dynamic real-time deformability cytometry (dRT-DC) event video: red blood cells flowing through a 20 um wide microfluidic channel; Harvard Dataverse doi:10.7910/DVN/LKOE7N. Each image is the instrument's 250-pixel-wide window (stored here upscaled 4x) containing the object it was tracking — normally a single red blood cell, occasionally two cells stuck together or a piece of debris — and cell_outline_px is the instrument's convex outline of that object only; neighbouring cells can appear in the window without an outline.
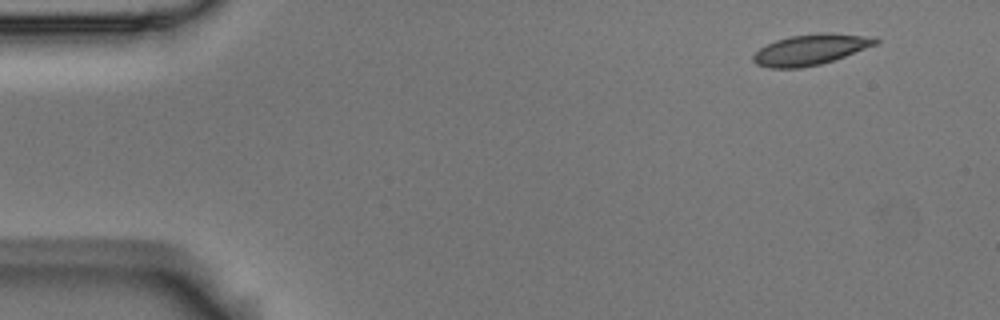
{"species": "Egyptian fruit bat (a non-hibernating species)", "species_latin": "Rousettus aegyptiacus", "temperature_condition": "room temperature", "stored_images_in_passage": 4, "camera_frame_rate_fps": 3000, "um_per_image_px": 0.085, "animal": {"sex": "male"}, "frame": {"image": 1, "passage_image": 1, "time_ms": 0.0, "image_size_px": [1000, 320], "cell_outline_px": [[880, 40], [876, 44], [844, 56], [820, 64], [800, 68], [768, 68], [756, 64], [752, 60], [752, 56], [760, 48], [776, 40], [792, 36], [824, 32], [828, 32], [876, 36]], "centroid_in_image_um": [68.91, 4.21], "position_along_channel_um": 16.1, "area_um2": 21.79}}
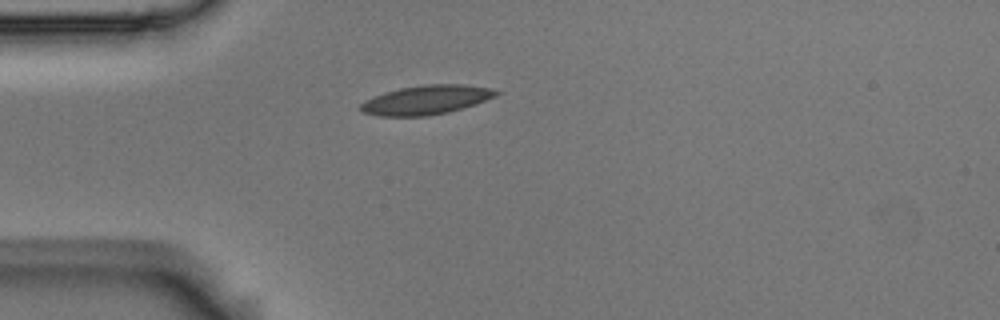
{"frame": {"image": 2, "passage_image": 3, "time_ms": 0.667, "image_size_px": [1000, 320], "cell_outline_px": [[500, 92], [496, 96], [476, 104], [448, 112], [428, 116], [380, 116], [364, 112], [360, 108], [360, 104], [364, 100], [384, 92], [400, 88], [424, 84], [464, 84], [488, 88]], "centroid_in_image_um": [36.22, 8.49], "position_along_channel_um": 48.8, "area_um2": 22.95}}